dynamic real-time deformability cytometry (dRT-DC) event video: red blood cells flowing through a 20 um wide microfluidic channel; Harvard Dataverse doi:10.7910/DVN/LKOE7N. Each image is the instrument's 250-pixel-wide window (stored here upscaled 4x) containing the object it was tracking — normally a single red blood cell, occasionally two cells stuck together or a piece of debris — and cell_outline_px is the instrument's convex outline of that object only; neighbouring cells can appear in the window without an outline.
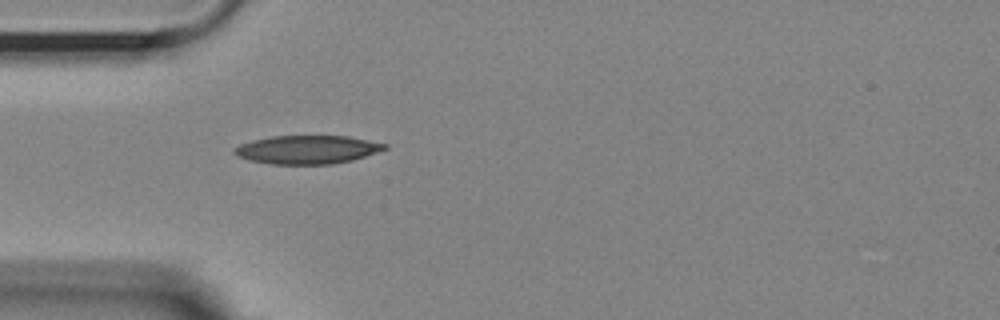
{"species": "Egyptian fruit bat (a non-hibernating species)", "species_latin": "Rousettus aegyptiacus", "temperature_condition": "room temperature", "stored_images_in_passage": 40, "camera_frame_rate_fps": 3000, "um_per_image_px": 0.085, "animal": {"sex": "female"}, "frame": {"image": 1, "passage_image": 1, "time_ms": 0.0, "image_size_px": [1000, 320], "cell_outline_px": [[388, 148], [352, 160], [332, 164], [272, 164], [248, 160], [236, 156], [232, 152], [232, 148], [240, 144], [252, 140], [272, 136], [348, 136], [388, 144]], "centroid_in_image_um": [26.07, 12.71], "position_along_channel_um": 58.9, "area_um2": 24.97}}
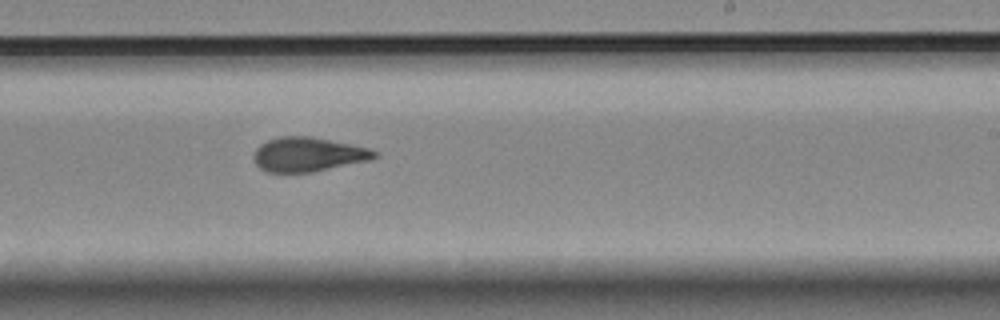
{"frame": {"image": 2, "passage_image": 18, "time_ms": 5.667, "image_size_px": [1000, 320], "cell_outline_px": [[380, 156], [372, 160], [312, 172], [268, 172], [260, 168], [256, 164], [252, 156], [256, 148], [260, 144], [268, 140], [280, 136], [312, 136], [368, 148], [380, 152]], "centroid_in_image_um": [26.21, 13.12], "position_along_channel_um": 262.8, "area_um2": 24.33}}
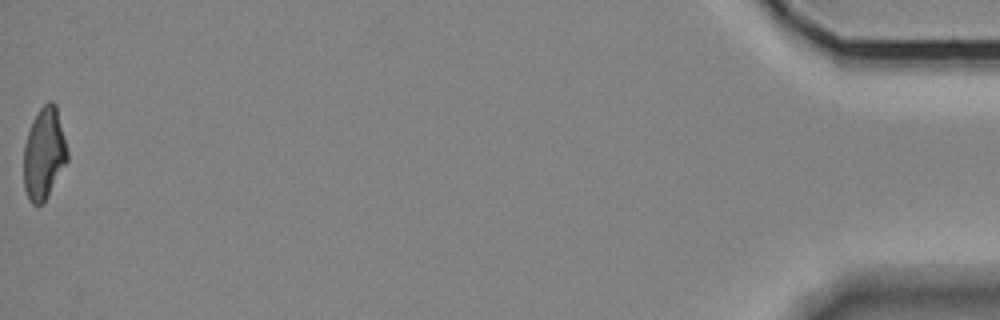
{"frame": {"image": 3, "passage_image": 40, "time_ms": 13.0, "image_size_px": [1000, 320], "cell_outline_px": [[68, 160], [48, 196], [40, 204], [32, 204], [28, 200], [24, 188], [24, 144], [32, 120], [40, 108], [48, 100], [52, 100], [56, 104], [68, 152]], "centroid_in_image_um": [3.74, 13.04], "position_along_channel_um": 431.5, "area_um2": 23.35}, "authors_computed_cell_mechanics": {"area_um2": 24.1893, "velocity_mm_per_s": 3.6329, "shape_relaxation_time_tau1_ms": null, "shape_relaxation_time_tau2_ms": 2.0964, "deformation_change_tau1": null, "deformation_change_tau2": 0.0965}}